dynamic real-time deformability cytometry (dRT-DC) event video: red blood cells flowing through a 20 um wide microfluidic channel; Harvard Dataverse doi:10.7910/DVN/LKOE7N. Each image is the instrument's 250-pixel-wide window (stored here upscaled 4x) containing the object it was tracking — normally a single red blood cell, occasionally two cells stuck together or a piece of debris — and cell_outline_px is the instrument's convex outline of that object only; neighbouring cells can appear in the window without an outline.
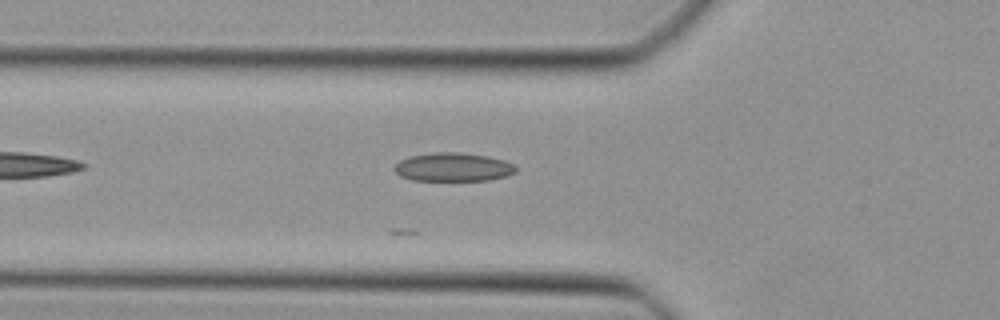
{"species": "Egyptian fruit bat (a non-hibernating species)", "species_latin": "Rousettus aegyptiacus", "temperature_condition": "cold", "stored_images_in_passage": 15, "camera_frame_rate_fps": 3000, "um_per_image_px": 0.085, "animal": {"sex": "female"}, "frame": {"image": 1, "passage_image": 3, "time_ms": 0.667, "image_size_px": [1000, 320], "cell_outline_px": [[516, 172], [508, 176], [488, 180], [412, 180], [400, 176], [392, 168], [400, 160], [408, 156], [432, 152], [460, 152], [488, 156], [504, 160], [516, 164]], "centroid_in_image_um": [38.53, 14.19], "position_along_channel_um": 87.3, "area_um2": 20.46}}
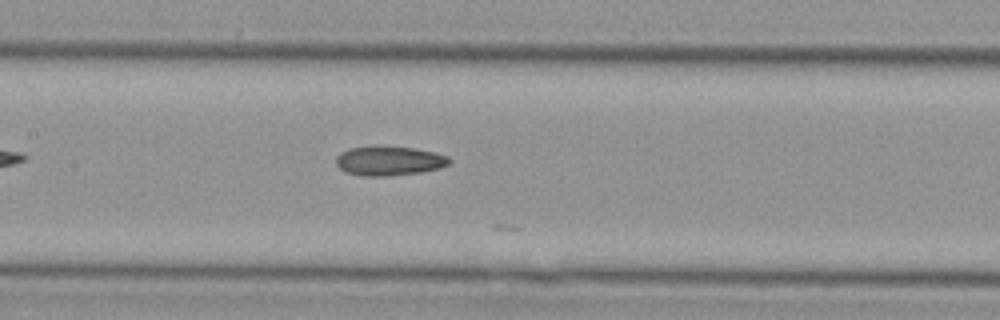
{"frame": {"image": 2, "passage_image": 9, "time_ms": 2.667, "image_size_px": [1000, 320], "cell_outline_px": [[452, 160], [448, 164], [440, 168], [420, 172], [392, 176], [360, 176], [344, 172], [336, 164], [336, 156], [340, 152], [348, 148], [376, 144], [380, 144], [412, 148], [432, 152], [448, 156]], "centroid_in_image_um": [33.01, 13.65], "position_along_channel_um": 174.4, "area_um2": 19.94}}
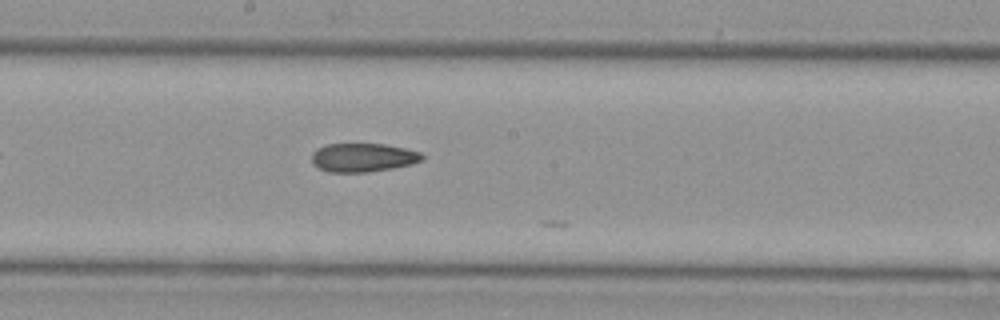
{"frame": {"image": 3, "passage_image": 12, "time_ms": 3.667, "image_size_px": [1000, 320], "cell_outline_px": [[424, 160], [412, 164], [392, 168], [368, 172], [328, 172], [312, 164], [312, 152], [316, 148], [324, 144], [384, 144], [404, 148], [420, 152], [424, 156]], "centroid_in_image_um": [30.84, 13.39], "position_along_channel_um": 217.4, "area_um2": 18.55}}